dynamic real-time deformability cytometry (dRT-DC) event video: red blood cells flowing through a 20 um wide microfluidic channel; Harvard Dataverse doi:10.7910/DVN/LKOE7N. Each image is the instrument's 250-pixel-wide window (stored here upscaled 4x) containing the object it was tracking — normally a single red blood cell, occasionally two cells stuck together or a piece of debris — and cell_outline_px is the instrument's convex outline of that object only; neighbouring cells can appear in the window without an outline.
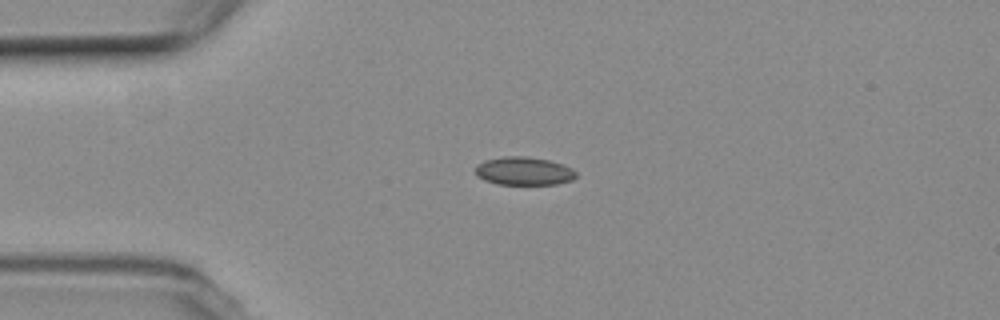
{"species": "common noctule bat (a hibernating species)", "species_latin": "Nyctalus noctula", "temperature_condition": "room temperature", "stored_images_in_passage": 4, "camera_frame_rate_fps": 3000, "um_per_image_px": 0.085, "animal": {"sex": "female", "body_mass_g": 19.3, "forearm_length_mm": 54.1}, "frame": {"image": 1, "passage_image": 3, "time_ms": 2.333, "image_size_px": [1000, 320], "cell_outline_px": [[576, 176], [572, 180], [556, 184], [496, 184], [484, 180], [476, 176], [476, 164], [484, 160], [504, 156], [524, 156], [548, 160], [564, 164], [572, 168], [576, 172]], "centroid_in_image_um": [44.51, 14.53], "position_along_channel_um": 40.5, "area_um2": 16.65}}